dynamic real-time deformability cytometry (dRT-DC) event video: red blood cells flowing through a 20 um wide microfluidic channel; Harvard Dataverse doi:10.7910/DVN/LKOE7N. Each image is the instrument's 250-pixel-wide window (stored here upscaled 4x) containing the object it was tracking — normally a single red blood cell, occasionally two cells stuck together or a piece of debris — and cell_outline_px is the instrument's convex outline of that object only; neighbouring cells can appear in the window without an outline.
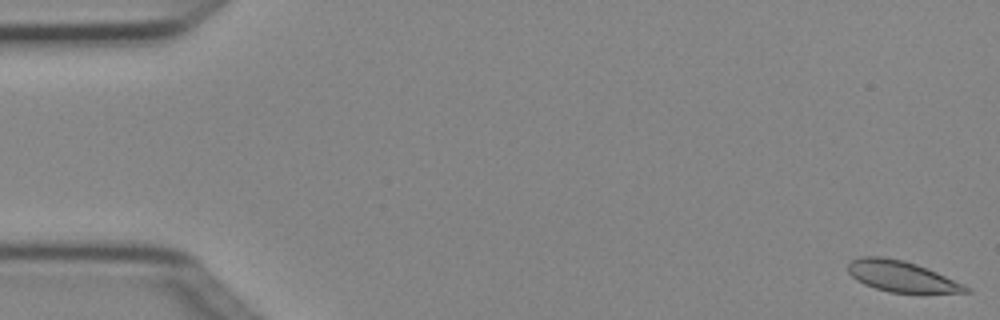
{"species": "Egyptian fruit bat (a non-hibernating species)", "species_latin": "Rousettus aegyptiacus", "temperature_condition": "cold", "stored_images_in_passage": 6, "segment_of_instrument_passage": [1, 2], "camera_frame_rate_fps": 3000, "um_per_image_px": 0.085, "animal": {"sex": "female"}, "frame": {"image": 1, "passage_image": 1, "time_ms": 0.0, "image_size_px": [1000, 320], "cell_outline_px": [[972, 292], [888, 292], [864, 284], [856, 280], [848, 272], [848, 264], [852, 260], [860, 256], [880, 256], [904, 260], [928, 268], [964, 284], [972, 288]], "centroid_in_image_um": [76.62, 23.48], "position_along_channel_um": 8.4, "area_um2": 21.1}}